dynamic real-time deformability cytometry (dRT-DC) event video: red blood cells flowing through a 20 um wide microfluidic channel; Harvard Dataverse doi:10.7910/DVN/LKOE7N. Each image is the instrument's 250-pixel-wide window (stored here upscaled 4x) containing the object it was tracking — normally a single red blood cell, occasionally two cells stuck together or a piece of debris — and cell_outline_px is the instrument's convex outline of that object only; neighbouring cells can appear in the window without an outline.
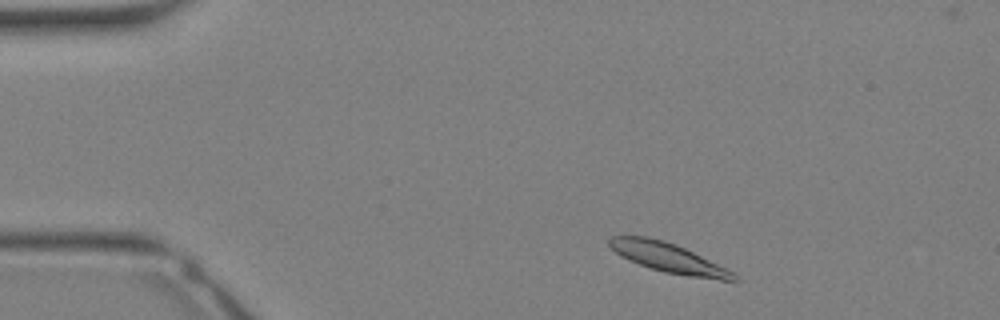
{"species": "Egyptian fruit bat (a non-hibernating species)", "species_latin": "Rousettus aegyptiacus", "temperature_condition": "warm", "stored_images_in_passage": 9, "camera_frame_rate_fps": 3000, "um_per_image_px": 0.085, "animal": {"sex": "female"}, "frame": {"image": 1, "passage_image": 2, "time_ms": 0.333, "image_size_px": [1000, 320], "cell_outline_px": [[740, 280], [720, 280], [688, 276], [664, 272], [628, 260], [620, 256], [608, 244], [608, 240], [612, 236], [648, 236], [664, 240], [676, 244], [728, 268], [736, 272]], "centroid_in_image_um": [56.86, 21.91], "position_along_channel_um": 28.1, "area_um2": 21.5}}
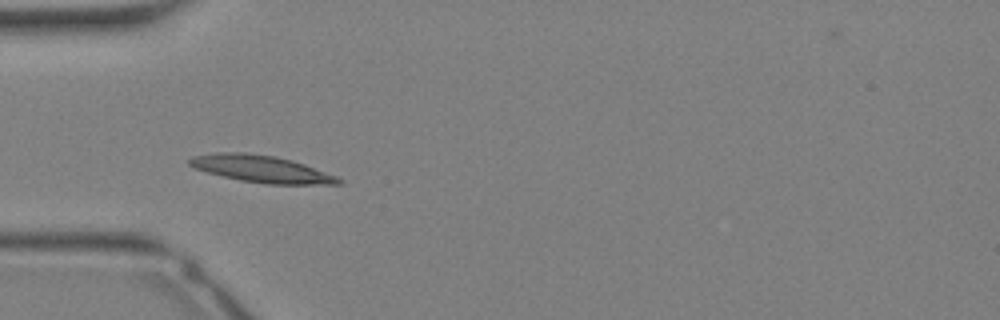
{"frame": {"image": 2, "passage_image": 7, "time_ms": 2.0, "image_size_px": [1000, 320], "cell_outline_px": [[344, 184], [264, 184], [240, 180], [192, 168], [188, 164], [188, 160], [192, 156], [216, 152], [244, 152], [276, 156], [292, 160], [304, 164], [336, 176], [344, 180]], "centroid_in_image_um": [22.2, 14.35], "position_along_channel_um": 62.8, "area_um2": 23.52}}
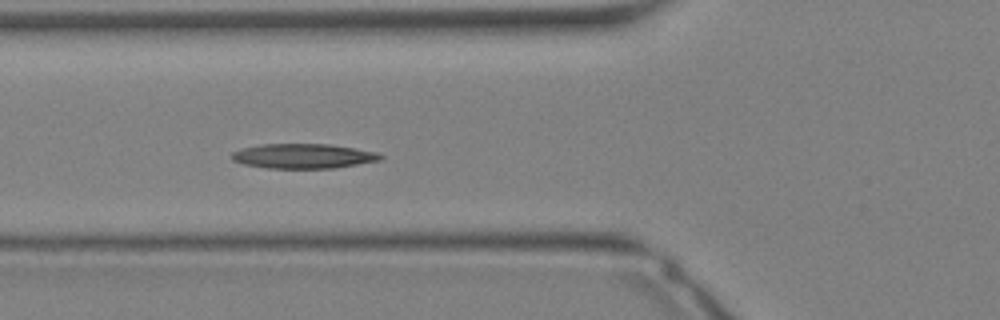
{"frame": {"image": 3, "passage_image": 9, "time_ms": 2.667, "image_size_px": [1000, 320], "cell_outline_px": [[384, 156], [380, 160], [336, 168], [264, 168], [244, 164], [232, 160], [232, 152], [240, 148], [260, 144], [328, 144], [376, 152]], "centroid_in_image_um": [25.73, 13.27], "position_along_channel_um": 100.1, "area_um2": 21.39}}